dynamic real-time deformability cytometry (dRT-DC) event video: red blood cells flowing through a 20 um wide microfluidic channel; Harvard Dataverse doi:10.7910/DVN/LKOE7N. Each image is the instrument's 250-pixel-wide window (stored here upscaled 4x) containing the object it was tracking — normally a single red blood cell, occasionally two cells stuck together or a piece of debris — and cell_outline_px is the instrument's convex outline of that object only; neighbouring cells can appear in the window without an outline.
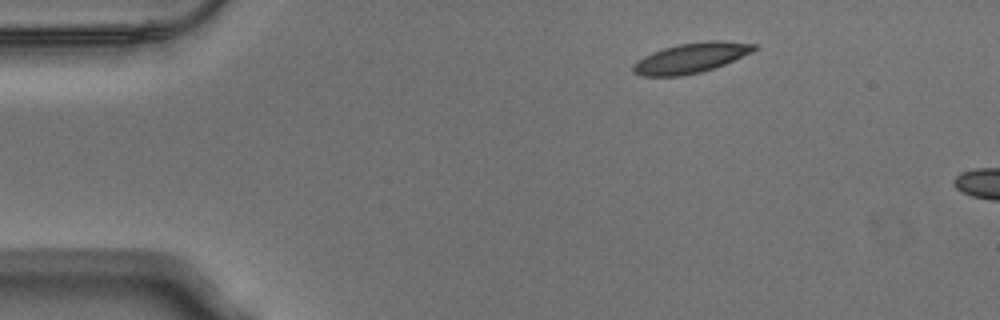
{"species": "Egyptian fruit bat (a non-hibernating species)", "species_latin": "Rousettus aegyptiacus", "temperature_condition": "warm", "stored_images_in_passage": 5, "camera_frame_rate_fps": 3000, "um_per_image_px": 0.085, "animal": {"sex": "male"}, "frame": {"image": 1, "passage_image": 1, "time_ms": 0.0, "image_size_px": [1000, 320], "cell_outline_px": [[756, 48], [752, 52], [724, 64], [700, 72], [680, 76], [644, 76], [632, 72], [632, 64], [636, 60], [652, 52], [664, 48], [680, 44], [708, 40], [720, 40], [756, 44]], "centroid_in_image_um": [58.69, 4.92], "position_along_channel_um": 26.3, "area_um2": 21.04}}